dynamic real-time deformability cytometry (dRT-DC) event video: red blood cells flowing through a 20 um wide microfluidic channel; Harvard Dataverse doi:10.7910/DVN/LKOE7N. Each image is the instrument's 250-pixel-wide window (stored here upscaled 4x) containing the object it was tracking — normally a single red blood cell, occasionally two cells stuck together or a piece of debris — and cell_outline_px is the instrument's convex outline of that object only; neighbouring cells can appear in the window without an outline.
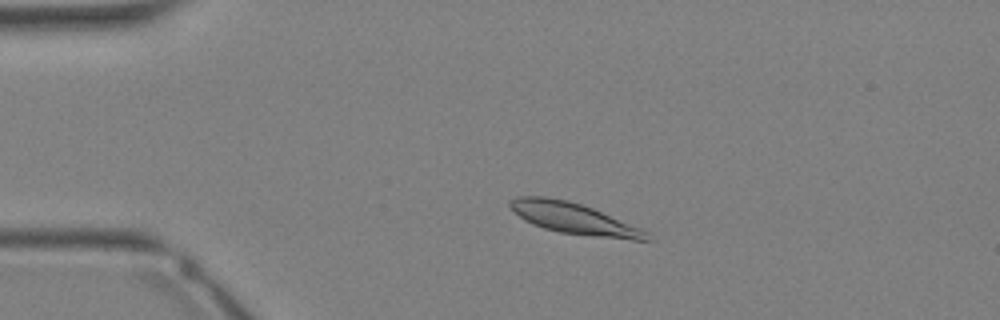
{"species": "Egyptian fruit bat (a non-hibernating species)", "species_latin": "Rousettus aegyptiacus", "temperature_condition": "warm", "stored_images_in_passage": 27, "camera_frame_rate_fps": 3000, "um_per_image_px": 0.085, "animal": {"sex": "female"}, "frame": {"image": 1, "passage_image": 4, "time_ms": 1.0, "image_size_px": [1000, 320], "cell_outline_px": [[652, 240], [632, 240], [560, 232], [544, 228], [532, 224], [524, 220], [508, 204], [508, 200], [516, 196], [544, 196], [568, 200], [592, 208], [640, 228], [648, 232]], "centroid_in_image_um": [48.75, 18.56], "position_along_channel_um": 36.2, "area_um2": 24.45}}
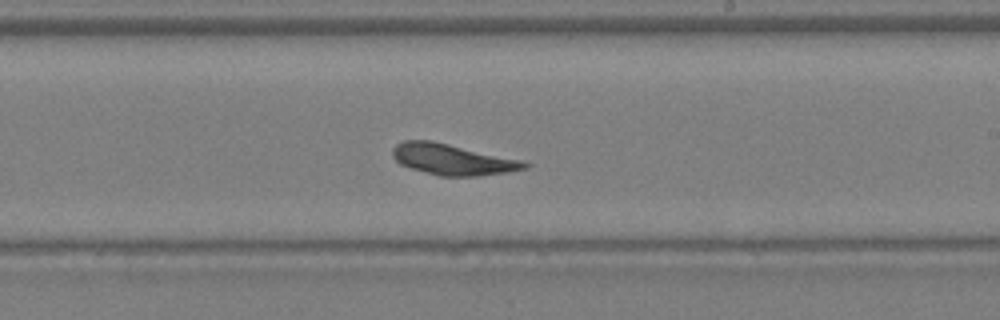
{"frame": {"image": 2, "passage_image": 17, "time_ms": 5.333, "image_size_px": [1000, 320], "cell_outline_px": [[532, 164], [528, 168], [508, 172], [476, 176], [440, 176], [412, 168], [400, 164], [392, 156], [392, 148], [396, 144], [404, 140], [432, 140], [524, 160]], "centroid_in_image_um": [38.51, 13.54], "position_along_channel_um": 250.5, "area_um2": 23.99}}
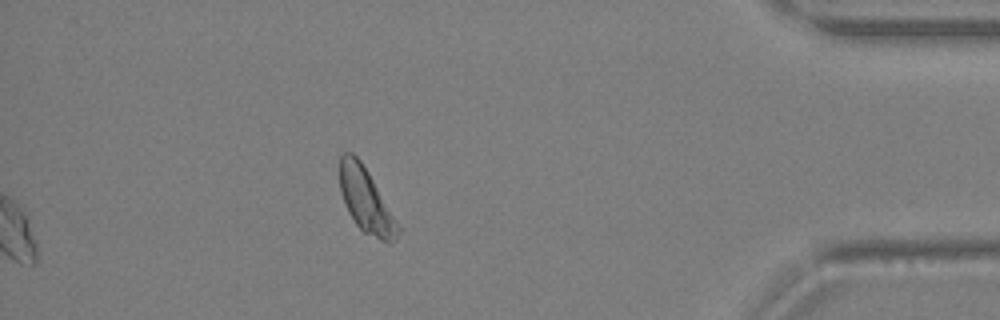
{"frame": {"image": 3, "passage_image": 27, "time_ms": 8.667, "image_size_px": [1000, 320], "cell_outline_px": [[400, 232], [396, 240], [388, 244], [364, 232], [356, 224], [348, 212], [340, 192], [340, 156], [344, 152], [352, 152], [360, 160], [368, 172], [396, 220], [400, 228]], "centroid_in_image_um": [31.1, 17.05], "position_along_channel_um": 404.1, "area_um2": 21.56}}